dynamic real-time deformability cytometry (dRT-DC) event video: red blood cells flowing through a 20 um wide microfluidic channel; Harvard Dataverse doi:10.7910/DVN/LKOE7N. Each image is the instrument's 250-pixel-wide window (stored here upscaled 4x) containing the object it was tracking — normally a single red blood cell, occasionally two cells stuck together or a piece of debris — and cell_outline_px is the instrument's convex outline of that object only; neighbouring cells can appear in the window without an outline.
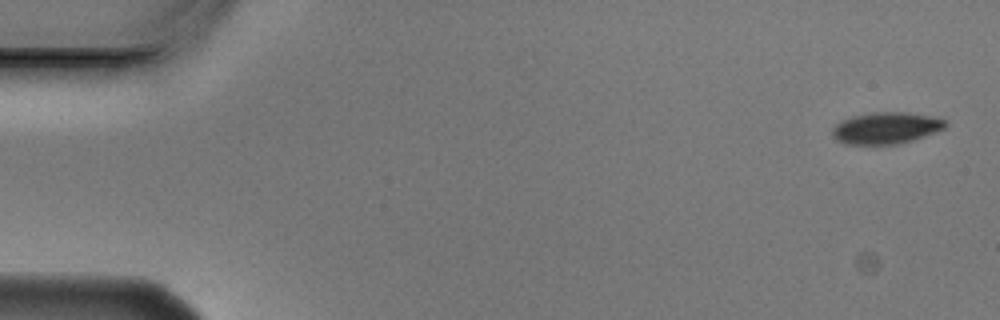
{"species": "Egyptian fruit bat (a non-hibernating species)", "species_latin": "Rousettus aegyptiacus", "temperature_condition": "cold", "stored_images_in_passage": 4, "camera_frame_rate_fps": 3000, "um_per_image_px": 0.085, "animal": {"sex": "male"}, "frame": {"image": 1, "passage_image": 1, "time_ms": 0.0, "image_size_px": [1000, 320], "cell_outline_px": [[948, 124], [944, 128], [924, 136], [900, 144], [844, 144], [836, 140], [832, 136], [832, 128], [836, 124], [852, 116], [872, 112], [904, 112], [932, 116], [948, 120]], "centroid_in_image_um": [75.31, 10.88], "position_along_channel_um": 9.7, "area_um2": 20.87}}